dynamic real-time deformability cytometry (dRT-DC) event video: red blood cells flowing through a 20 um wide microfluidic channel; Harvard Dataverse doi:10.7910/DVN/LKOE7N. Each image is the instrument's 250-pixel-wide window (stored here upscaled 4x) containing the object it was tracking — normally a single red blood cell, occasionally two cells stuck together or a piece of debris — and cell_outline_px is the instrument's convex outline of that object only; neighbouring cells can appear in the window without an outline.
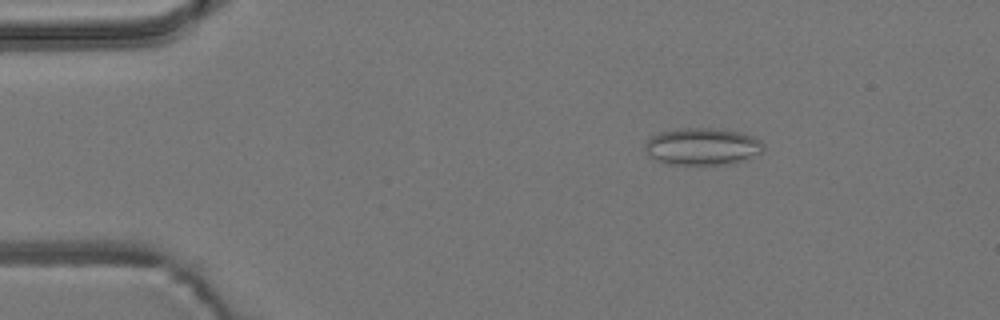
{"species": "common noctule bat (a hibernating species)", "species_latin": "Nyctalus noctula", "temperature_condition": "room temperature", "stored_images_in_passage": 3, "camera_frame_rate_fps": 3000, "um_per_image_px": 0.085, "animal": {"sex": "male", "body_mass_g": 19.2, "forearm_length_mm": 51.8}, "frame": {"image": 1, "passage_image": 1, "time_ms": 0.0, "image_size_px": [1000, 320], "cell_outline_px": [[764, 148], [760, 152], [748, 160], [736, 164], [668, 164], [656, 160], [648, 156], [644, 148], [644, 144], [652, 136], [660, 132], [676, 128], [716, 128], [740, 132], [752, 136], [760, 140], [764, 144]], "centroid_in_image_um": [59.71, 12.45], "position_along_channel_um": 25.3, "area_um2": 25.95}}